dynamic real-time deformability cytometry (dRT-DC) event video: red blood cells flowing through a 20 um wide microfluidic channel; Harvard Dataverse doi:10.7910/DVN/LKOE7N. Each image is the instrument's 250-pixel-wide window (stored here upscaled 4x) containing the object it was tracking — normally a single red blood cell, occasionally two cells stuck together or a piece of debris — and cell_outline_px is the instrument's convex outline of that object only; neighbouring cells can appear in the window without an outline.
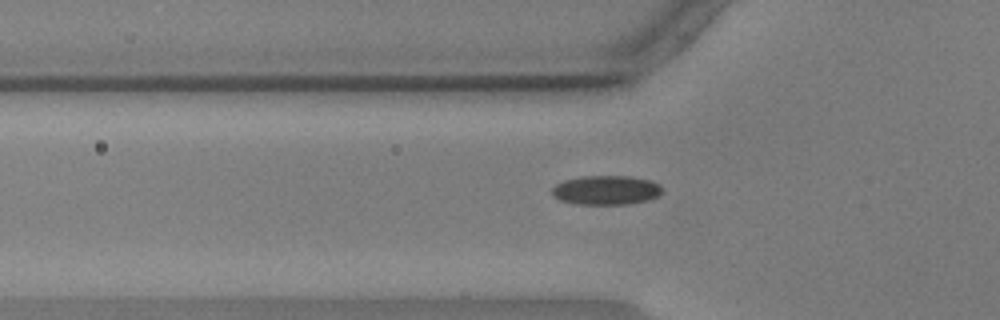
{"species": "common noctule bat (a hibernating species)", "species_latin": "Nyctalus noctula", "temperature_condition": "warm", "stored_images_in_passage": 50, "camera_frame_rate_fps": 3000, "um_per_image_px": 0.085, "animal": {"sex": "male", "body_mass_g": 17.9, "forearm_length_mm": 54.2}, "frame": {"image": 1, "passage_image": 18, "time_ms": 5.667, "image_size_px": [1000, 320], "cell_outline_px": [[660, 192], [656, 196], [648, 200], [628, 204], [576, 204], [560, 200], [552, 196], [552, 188], [556, 184], [564, 180], [580, 176], [632, 176], [648, 180], [660, 184]], "centroid_in_image_um": [51.47, 16.16], "position_along_channel_um": 74.3, "area_um2": 18.73}}
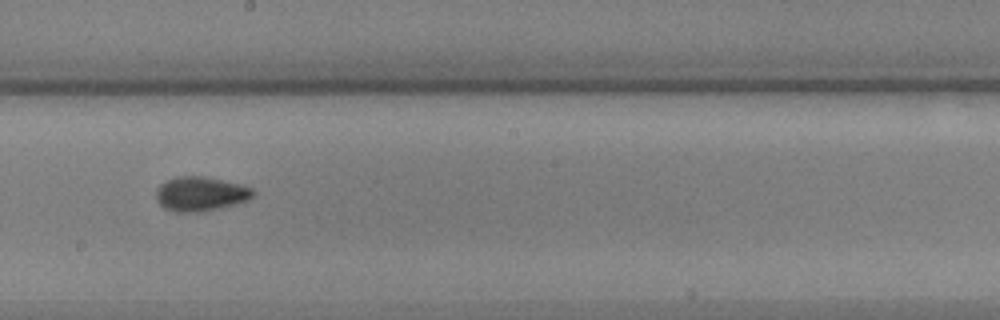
{"frame": {"image": 2, "passage_image": 31, "time_ms": 10.0, "image_size_px": [1000, 320], "cell_outline_px": [[256, 196], [248, 200], [236, 204], [200, 212], [176, 212], [164, 208], [156, 200], [156, 188], [160, 184], [168, 180], [180, 176], [200, 176], [240, 184], [252, 188], [256, 192]], "centroid_in_image_um": [17.06, 16.49], "position_along_channel_um": 231.1, "area_um2": 19.42}}
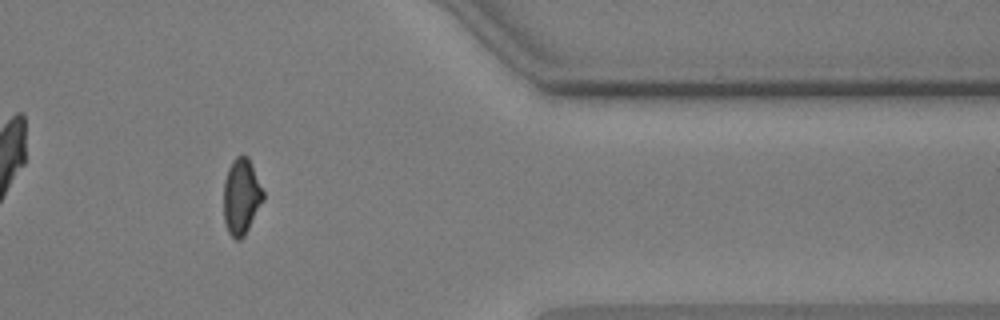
{"frame": {"image": 3, "passage_image": 46, "time_ms": 15.0, "image_size_px": [1000, 320], "cell_outline_px": [[264, 200], [244, 236], [240, 240], [236, 240], [228, 232], [224, 220], [224, 180], [228, 168], [232, 160], [236, 156], [248, 156], [264, 192]], "centroid_in_image_um": [20.51, 16.71], "position_along_channel_um": 390.9, "area_um2": 17.51}}